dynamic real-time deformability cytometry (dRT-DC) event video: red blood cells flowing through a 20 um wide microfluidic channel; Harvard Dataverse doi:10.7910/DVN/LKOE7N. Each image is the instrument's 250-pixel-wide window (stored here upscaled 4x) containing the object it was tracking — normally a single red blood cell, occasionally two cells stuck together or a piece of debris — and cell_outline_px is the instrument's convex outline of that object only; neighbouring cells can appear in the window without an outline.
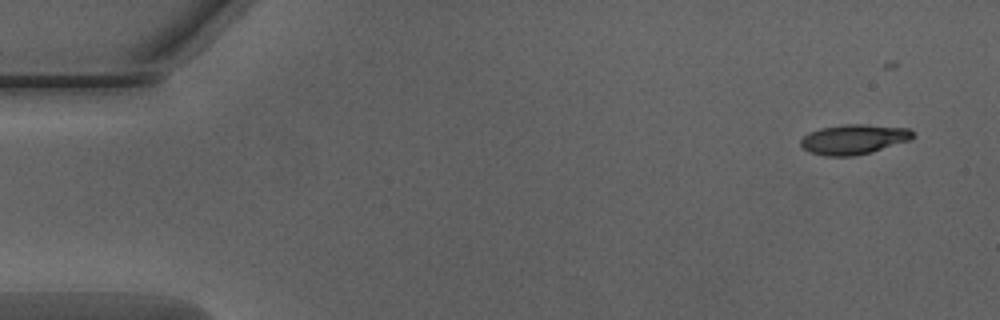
{"species": "Egyptian fruit bat (a non-hibernating species)", "species_latin": "Rousettus aegyptiacus", "temperature_condition": "warm", "stored_images_in_passage": 18, "camera_frame_rate_fps": 3000, "um_per_image_px": 0.085, "animal": {"sex": "male"}, "frame": {"image": 1, "passage_image": 1, "time_ms": 0.0, "image_size_px": [1000, 320], "cell_outline_px": [[916, 136], [908, 140], [872, 152], [852, 156], [824, 156], [808, 152], [800, 144], [800, 140], [808, 132], [820, 128], [844, 124], [864, 124], [908, 128]], "centroid_in_image_um": [72.53, 11.84], "position_along_channel_um": 12.5, "area_um2": 19.54}}
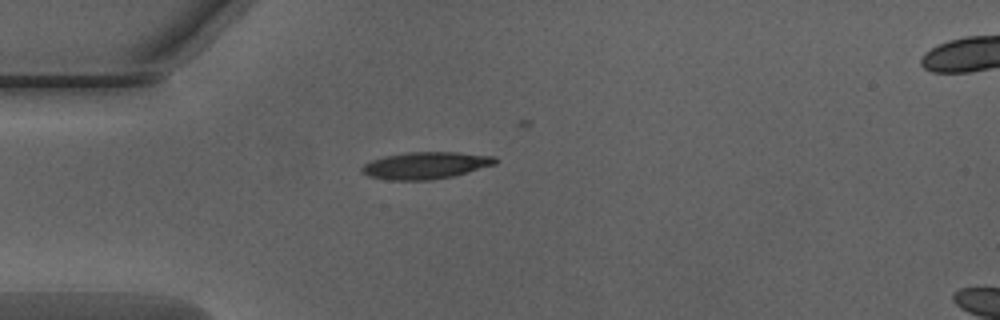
{"frame": {"image": 2, "passage_image": 12, "time_ms": 3.667, "image_size_px": [1000, 320], "cell_outline_px": [[500, 160], [496, 164], [456, 176], [432, 180], [388, 180], [368, 176], [360, 172], [360, 168], [364, 164], [372, 160], [384, 156], [408, 152], [456, 152], [496, 156]], "centroid_in_image_um": [36.21, 14.06], "position_along_channel_um": 48.8, "area_um2": 21.33}}
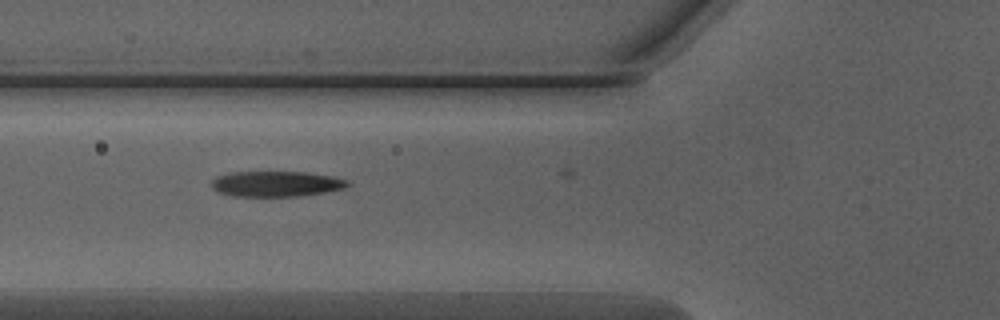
{"frame": {"image": 3, "passage_image": 17, "time_ms": 5.333, "image_size_px": [1000, 320], "cell_outline_px": [[352, 184], [344, 188], [324, 192], [300, 196], [232, 196], [220, 192], [212, 188], [212, 180], [216, 176], [232, 172], [304, 172], [332, 176], [348, 180]], "centroid_in_image_um": [23.49, 15.62], "position_along_channel_um": 102.3, "area_um2": 20.17}}